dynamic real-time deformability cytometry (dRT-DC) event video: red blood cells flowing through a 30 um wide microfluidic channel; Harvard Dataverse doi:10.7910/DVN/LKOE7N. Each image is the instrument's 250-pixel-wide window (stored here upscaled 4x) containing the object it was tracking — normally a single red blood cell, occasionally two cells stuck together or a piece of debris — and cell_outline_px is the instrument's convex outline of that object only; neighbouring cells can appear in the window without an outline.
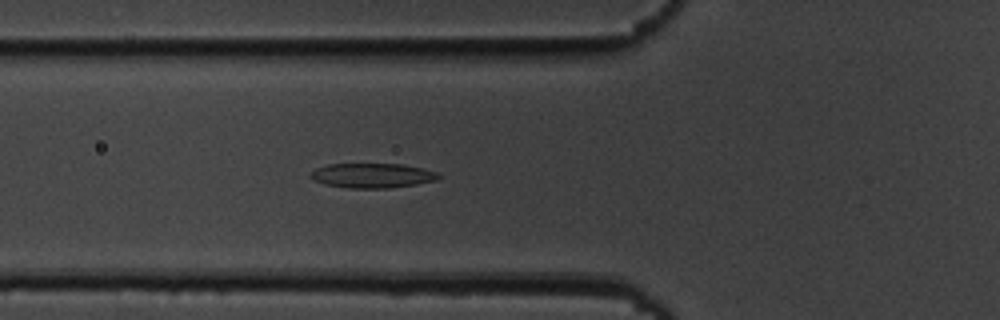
{"species": "common noctule bat (a hibernating species)", "species_latin": "Nyctalus noctula", "temperature_condition": "cold", "stored_images_in_passage": 48, "camera_frame_rate_fps": 3000, "um_per_image_px": 0.085, "animal": {"sex": "male", "body_mass_g": 19.5, "forearm_length_mm": 54.6}, "frame": {"image": 1, "passage_image": 12, "time_ms": 3.667, "image_size_px": [1000, 320], "cell_outline_px": [[440, 176], [436, 180], [416, 184], [392, 188], [348, 188], [324, 184], [312, 180], [308, 176], [316, 168], [328, 164], [404, 164], [424, 168], [436, 172]], "centroid_in_image_um": [31.62, 14.92], "position_along_channel_um": 94.2, "area_um2": 18.5}}
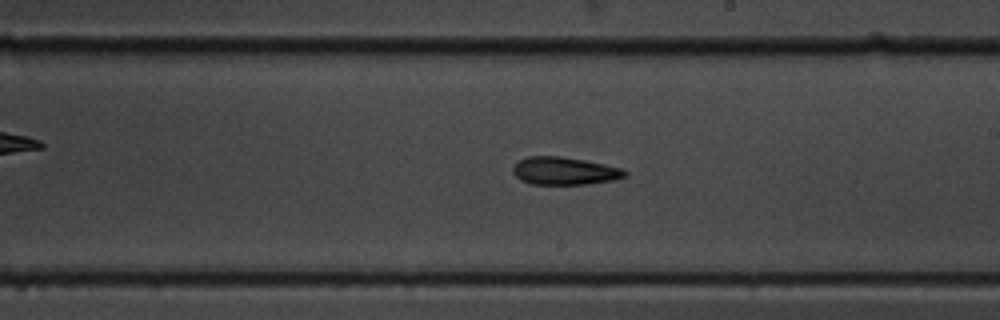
{"frame": {"image": 2, "passage_image": 24, "time_ms": 7.667, "image_size_px": [1000, 320], "cell_outline_px": [[628, 176], [616, 180], [588, 184], [532, 184], [520, 180], [512, 172], [512, 168], [520, 160], [528, 156], [560, 156], [584, 160], [624, 168], [628, 172]], "centroid_in_image_um": [48.03, 14.53], "position_along_channel_um": 241.0, "area_um2": 18.26}}
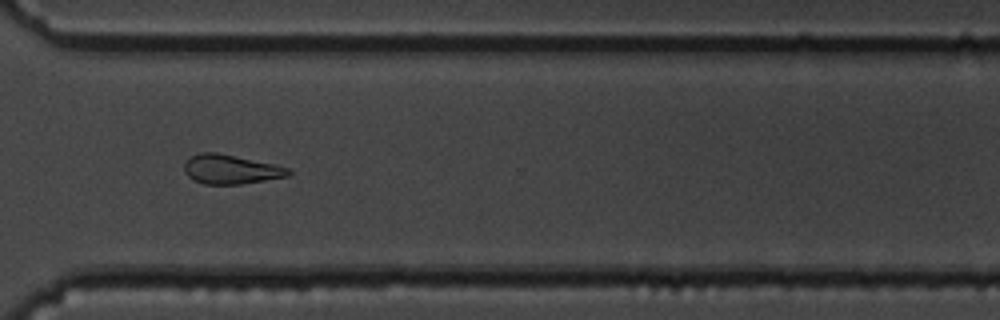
{"frame": {"image": 3, "passage_image": 33, "time_ms": 10.667, "image_size_px": [1000, 320], "cell_outline_px": [[292, 172], [288, 176], [240, 184], [204, 184], [192, 180], [184, 172], [184, 164], [188, 156], [200, 152], [216, 152], [272, 164], [288, 168]], "centroid_in_image_um": [19.54, 14.39], "position_along_channel_um": 351.1, "area_um2": 17.69}}